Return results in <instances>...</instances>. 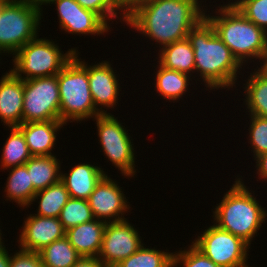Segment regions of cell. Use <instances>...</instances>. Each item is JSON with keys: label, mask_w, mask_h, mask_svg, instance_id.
<instances>
[{"label": "cell", "mask_w": 267, "mask_h": 267, "mask_svg": "<svg viewBox=\"0 0 267 267\" xmlns=\"http://www.w3.org/2000/svg\"><path fill=\"white\" fill-rule=\"evenodd\" d=\"M201 5L199 0H156L135 10L125 24L159 43L160 49L187 38L190 30L205 17Z\"/></svg>", "instance_id": "cell-1"}, {"label": "cell", "mask_w": 267, "mask_h": 267, "mask_svg": "<svg viewBox=\"0 0 267 267\" xmlns=\"http://www.w3.org/2000/svg\"><path fill=\"white\" fill-rule=\"evenodd\" d=\"M187 38L194 50L195 75H200L206 88L230 90L235 87L242 65L205 17L190 30Z\"/></svg>", "instance_id": "cell-2"}, {"label": "cell", "mask_w": 267, "mask_h": 267, "mask_svg": "<svg viewBox=\"0 0 267 267\" xmlns=\"http://www.w3.org/2000/svg\"><path fill=\"white\" fill-rule=\"evenodd\" d=\"M217 7L218 12H214L217 16L207 15L205 9V18L214 27L217 36L242 66L252 59L253 62L258 59L259 66L263 67L267 58V33L248 20L234 5L223 3Z\"/></svg>", "instance_id": "cell-3"}, {"label": "cell", "mask_w": 267, "mask_h": 267, "mask_svg": "<svg viewBox=\"0 0 267 267\" xmlns=\"http://www.w3.org/2000/svg\"><path fill=\"white\" fill-rule=\"evenodd\" d=\"M243 181L236 177L233 186L224 193L223 199L214 208L213 223L251 245L258 230L267 220V210L259 204L252 195V190Z\"/></svg>", "instance_id": "cell-4"}, {"label": "cell", "mask_w": 267, "mask_h": 267, "mask_svg": "<svg viewBox=\"0 0 267 267\" xmlns=\"http://www.w3.org/2000/svg\"><path fill=\"white\" fill-rule=\"evenodd\" d=\"M60 121L80 122L101 113L95 108L87 70L73 57L58 73Z\"/></svg>", "instance_id": "cell-5"}, {"label": "cell", "mask_w": 267, "mask_h": 267, "mask_svg": "<svg viewBox=\"0 0 267 267\" xmlns=\"http://www.w3.org/2000/svg\"><path fill=\"white\" fill-rule=\"evenodd\" d=\"M57 44L38 36L30 40L13 55L10 71L23 80L58 75L78 50L74 47L64 54Z\"/></svg>", "instance_id": "cell-6"}, {"label": "cell", "mask_w": 267, "mask_h": 267, "mask_svg": "<svg viewBox=\"0 0 267 267\" xmlns=\"http://www.w3.org/2000/svg\"><path fill=\"white\" fill-rule=\"evenodd\" d=\"M42 14L27 0H0V54L14 55L39 36Z\"/></svg>", "instance_id": "cell-7"}, {"label": "cell", "mask_w": 267, "mask_h": 267, "mask_svg": "<svg viewBox=\"0 0 267 267\" xmlns=\"http://www.w3.org/2000/svg\"><path fill=\"white\" fill-rule=\"evenodd\" d=\"M97 126V133L101 150L104 156L113 166L118 168L122 176L129 178L136 175L135 170V153L133 140L129 134L128 129L122 125L118 118L109 114H101L94 118Z\"/></svg>", "instance_id": "cell-8"}, {"label": "cell", "mask_w": 267, "mask_h": 267, "mask_svg": "<svg viewBox=\"0 0 267 267\" xmlns=\"http://www.w3.org/2000/svg\"><path fill=\"white\" fill-rule=\"evenodd\" d=\"M200 235V236H199ZM192 244L221 267H249V244L215 224L199 234Z\"/></svg>", "instance_id": "cell-9"}, {"label": "cell", "mask_w": 267, "mask_h": 267, "mask_svg": "<svg viewBox=\"0 0 267 267\" xmlns=\"http://www.w3.org/2000/svg\"><path fill=\"white\" fill-rule=\"evenodd\" d=\"M23 123L60 120L57 75L24 80Z\"/></svg>", "instance_id": "cell-10"}, {"label": "cell", "mask_w": 267, "mask_h": 267, "mask_svg": "<svg viewBox=\"0 0 267 267\" xmlns=\"http://www.w3.org/2000/svg\"><path fill=\"white\" fill-rule=\"evenodd\" d=\"M133 226L127 219L107 222L98 255V259L104 267H114L143 245L139 231Z\"/></svg>", "instance_id": "cell-11"}, {"label": "cell", "mask_w": 267, "mask_h": 267, "mask_svg": "<svg viewBox=\"0 0 267 267\" xmlns=\"http://www.w3.org/2000/svg\"><path fill=\"white\" fill-rule=\"evenodd\" d=\"M88 72V80L90 92L93 98L95 108L101 114H109L105 109H111L118 104L120 97V82L117 79L118 74L111 67L109 61H101L94 65H88L85 61L79 58V52H75L73 56ZM81 60V61H80ZM120 88V89H119ZM101 106V107H100Z\"/></svg>", "instance_id": "cell-12"}, {"label": "cell", "mask_w": 267, "mask_h": 267, "mask_svg": "<svg viewBox=\"0 0 267 267\" xmlns=\"http://www.w3.org/2000/svg\"><path fill=\"white\" fill-rule=\"evenodd\" d=\"M121 188L107 174L100 180L87 199L95 219L105 222L126 220L124 214L131 207Z\"/></svg>", "instance_id": "cell-13"}, {"label": "cell", "mask_w": 267, "mask_h": 267, "mask_svg": "<svg viewBox=\"0 0 267 267\" xmlns=\"http://www.w3.org/2000/svg\"><path fill=\"white\" fill-rule=\"evenodd\" d=\"M59 28L68 34L104 35L110 27L98 14L84 9L75 0H55Z\"/></svg>", "instance_id": "cell-14"}, {"label": "cell", "mask_w": 267, "mask_h": 267, "mask_svg": "<svg viewBox=\"0 0 267 267\" xmlns=\"http://www.w3.org/2000/svg\"><path fill=\"white\" fill-rule=\"evenodd\" d=\"M17 240L18 247L39 252L55 240L65 237L66 230L59 218L27 215Z\"/></svg>", "instance_id": "cell-15"}, {"label": "cell", "mask_w": 267, "mask_h": 267, "mask_svg": "<svg viewBox=\"0 0 267 267\" xmlns=\"http://www.w3.org/2000/svg\"><path fill=\"white\" fill-rule=\"evenodd\" d=\"M24 80L10 70L0 79V119L4 126L23 123Z\"/></svg>", "instance_id": "cell-16"}, {"label": "cell", "mask_w": 267, "mask_h": 267, "mask_svg": "<svg viewBox=\"0 0 267 267\" xmlns=\"http://www.w3.org/2000/svg\"><path fill=\"white\" fill-rule=\"evenodd\" d=\"M65 124L60 120L38 121L22 123L17 126L26 140L32 156H51L54 155L57 133Z\"/></svg>", "instance_id": "cell-17"}, {"label": "cell", "mask_w": 267, "mask_h": 267, "mask_svg": "<svg viewBox=\"0 0 267 267\" xmlns=\"http://www.w3.org/2000/svg\"><path fill=\"white\" fill-rule=\"evenodd\" d=\"M106 175L100 166L88 163L74 165L68 173L61 171L60 181L71 198L88 199L96 185Z\"/></svg>", "instance_id": "cell-18"}, {"label": "cell", "mask_w": 267, "mask_h": 267, "mask_svg": "<svg viewBox=\"0 0 267 267\" xmlns=\"http://www.w3.org/2000/svg\"><path fill=\"white\" fill-rule=\"evenodd\" d=\"M107 222L94 219L66 230L65 237L82 257H98Z\"/></svg>", "instance_id": "cell-19"}, {"label": "cell", "mask_w": 267, "mask_h": 267, "mask_svg": "<svg viewBox=\"0 0 267 267\" xmlns=\"http://www.w3.org/2000/svg\"><path fill=\"white\" fill-rule=\"evenodd\" d=\"M158 52L157 62L163 67L189 76L195 73L194 50L188 38L165 45Z\"/></svg>", "instance_id": "cell-20"}, {"label": "cell", "mask_w": 267, "mask_h": 267, "mask_svg": "<svg viewBox=\"0 0 267 267\" xmlns=\"http://www.w3.org/2000/svg\"><path fill=\"white\" fill-rule=\"evenodd\" d=\"M257 68L243 83V96L246 98L243 103L248 109V115L267 118V70L264 67Z\"/></svg>", "instance_id": "cell-21"}, {"label": "cell", "mask_w": 267, "mask_h": 267, "mask_svg": "<svg viewBox=\"0 0 267 267\" xmlns=\"http://www.w3.org/2000/svg\"><path fill=\"white\" fill-rule=\"evenodd\" d=\"M56 156H32L24 164L36 192L60 181L61 163Z\"/></svg>", "instance_id": "cell-22"}, {"label": "cell", "mask_w": 267, "mask_h": 267, "mask_svg": "<svg viewBox=\"0 0 267 267\" xmlns=\"http://www.w3.org/2000/svg\"><path fill=\"white\" fill-rule=\"evenodd\" d=\"M158 70L155 72V88L156 93H160L163 99L174 102L180 100L186 92H188V86L190 80L193 77L181 73L179 71L171 70L163 67L159 62L157 63Z\"/></svg>", "instance_id": "cell-23"}, {"label": "cell", "mask_w": 267, "mask_h": 267, "mask_svg": "<svg viewBox=\"0 0 267 267\" xmlns=\"http://www.w3.org/2000/svg\"><path fill=\"white\" fill-rule=\"evenodd\" d=\"M5 188V198L17 203L22 209L30 207L31 201L36 194L33 183L30 181L29 173L25 165L9 168Z\"/></svg>", "instance_id": "cell-24"}, {"label": "cell", "mask_w": 267, "mask_h": 267, "mask_svg": "<svg viewBox=\"0 0 267 267\" xmlns=\"http://www.w3.org/2000/svg\"><path fill=\"white\" fill-rule=\"evenodd\" d=\"M70 198L69 192L67 191L65 185L59 181L53 185H50L46 189H42L36 192L31 204L39 200L37 214L43 217H55L60 216L62 208L66 205L68 199Z\"/></svg>", "instance_id": "cell-25"}, {"label": "cell", "mask_w": 267, "mask_h": 267, "mask_svg": "<svg viewBox=\"0 0 267 267\" xmlns=\"http://www.w3.org/2000/svg\"><path fill=\"white\" fill-rule=\"evenodd\" d=\"M8 130H11L10 135L3 144L0 159V168L7 171L9 168L24 165L32 157L23 132L17 126L9 127Z\"/></svg>", "instance_id": "cell-26"}, {"label": "cell", "mask_w": 267, "mask_h": 267, "mask_svg": "<svg viewBox=\"0 0 267 267\" xmlns=\"http://www.w3.org/2000/svg\"><path fill=\"white\" fill-rule=\"evenodd\" d=\"M38 253L44 267H71L82 257L66 237L55 240Z\"/></svg>", "instance_id": "cell-27"}, {"label": "cell", "mask_w": 267, "mask_h": 267, "mask_svg": "<svg viewBox=\"0 0 267 267\" xmlns=\"http://www.w3.org/2000/svg\"><path fill=\"white\" fill-rule=\"evenodd\" d=\"M174 252L146 248L144 244L128 258L121 260L114 267H173Z\"/></svg>", "instance_id": "cell-28"}, {"label": "cell", "mask_w": 267, "mask_h": 267, "mask_svg": "<svg viewBox=\"0 0 267 267\" xmlns=\"http://www.w3.org/2000/svg\"><path fill=\"white\" fill-rule=\"evenodd\" d=\"M65 230L95 219L86 199L69 198L58 217Z\"/></svg>", "instance_id": "cell-29"}, {"label": "cell", "mask_w": 267, "mask_h": 267, "mask_svg": "<svg viewBox=\"0 0 267 267\" xmlns=\"http://www.w3.org/2000/svg\"><path fill=\"white\" fill-rule=\"evenodd\" d=\"M234 5L248 20L267 33V0H237Z\"/></svg>", "instance_id": "cell-30"}, {"label": "cell", "mask_w": 267, "mask_h": 267, "mask_svg": "<svg viewBox=\"0 0 267 267\" xmlns=\"http://www.w3.org/2000/svg\"><path fill=\"white\" fill-rule=\"evenodd\" d=\"M249 144L253 152L254 159L267 152V118L250 115Z\"/></svg>", "instance_id": "cell-31"}, {"label": "cell", "mask_w": 267, "mask_h": 267, "mask_svg": "<svg viewBox=\"0 0 267 267\" xmlns=\"http://www.w3.org/2000/svg\"><path fill=\"white\" fill-rule=\"evenodd\" d=\"M221 267L205 256L192 243L187 249L173 254V267Z\"/></svg>", "instance_id": "cell-32"}, {"label": "cell", "mask_w": 267, "mask_h": 267, "mask_svg": "<svg viewBox=\"0 0 267 267\" xmlns=\"http://www.w3.org/2000/svg\"><path fill=\"white\" fill-rule=\"evenodd\" d=\"M84 9L90 10L98 14L108 25L110 19L120 16V20L126 22L121 13L120 3L117 0H75ZM120 11V12H119ZM119 13V14H118ZM122 17V18H121ZM109 21V23H108Z\"/></svg>", "instance_id": "cell-33"}, {"label": "cell", "mask_w": 267, "mask_h": 267, "mask_svg": "<svg viewBox=\"0 0 267 267\" xmlns=\"http://www.w3.org/2000/svg\"><path fill=\"white\" fill-rule=\"evenodd\" d=\"M19 249L11 256L10 267H44L38 252Z\"/></svg>", "instance_id": "cell-34"}, {"label": "cell", "mask_w": 267, "mask_h": 267, "mask_svg": "<svg viewBox=\"0 0 267 267\" xmlns=\"http://www.w3.org/2000/svg\"><path fill=\"white\" fill-rule=\"evenodd\" d=\"M154 1L156 0H122L120 2V8L123 18L126 20L139 7Z\"/></svg>", "instance_id": "cell-35"}, {"label": "cell", "mask_w": 267, "mask_h": 267, "mask_svg": "<svg viewBox=\"0 0 267 267\" xmlns=\"http://www.w3.org/2000/svg\"><path fill=\"white\" fill-rule=\"evenodd\" d=\"M256 172L258 174V179L267 180V152L257 156L255 159Z\"/></svg>", "instance_id": "cell-36"}, {"label": "cell", "mask_w": 267, "mask_h": 267, "mask_svg": "<svg viewBox=\"0 0 267 267\" xmlns=\"http://www.w3.org/2000/svg\"><path fill=\"white\" fill-rule=\"evenodd\" d=\"M71 267H104L98 257H81Z\"/></svg>", "instance_id": "cell-37"}, {"label": "cell", "mask_w": 267, "mask_h": 267, "mask_svg": "<svg viewBox=\"0 0 267 267\" xmlns=\"http://www.w3.org/2000/svg\"><path fill=\"white\" fill-rule=\"evenodd\" d=\"M11 255L6 248L0 251V267H10Z\"/></svg>", "instance_id": "cell-38"}, {"label": "cell", "mask_w": 267, "mask_h": 267, "mask_svg": "<svg viewBox=\"0 0 267 267\" xmlns=\"http://www.w3.org/2000/svg\"><path fill=\"white\" fill-rule=\"evenodd\" d=\"M27 1L42 12L43 11L42 5L43 6H44V4L50 5L55 0H27Z\"/></svg>", "instance_id": "cell-39"}, {"label": "cell", "mask_w": 267, "mask_h": 267, "mask_svg": "<svg viewBox=\"0 0 267 267\" xmlns=\"http://www.w3.org/2000/svg\"><path fill=\"white\" fill-rule=\"evenodd\" d=\"M1 232H2V231H1V229H0V251L3 250L4 248H6V246L3 245V244H5V243H4V240H2V234H3V233H1Z\"/></svg>", "instance_id": "cell-40"}, {"label": "cell", "mask_w": 267, "mask_h": 267, "mask_svg": "<svg viewBox=\"0 0 267 267\" xmlns=\"http://www.w3.org/2000/svg\"><path fill=\"white\" fill-rule=\"evenodd\" d=\"M263 67L267 70V58H266V61H265L264 65H263Z\"/></svg>", "instance_id": "cell-41"}]
</instances>
